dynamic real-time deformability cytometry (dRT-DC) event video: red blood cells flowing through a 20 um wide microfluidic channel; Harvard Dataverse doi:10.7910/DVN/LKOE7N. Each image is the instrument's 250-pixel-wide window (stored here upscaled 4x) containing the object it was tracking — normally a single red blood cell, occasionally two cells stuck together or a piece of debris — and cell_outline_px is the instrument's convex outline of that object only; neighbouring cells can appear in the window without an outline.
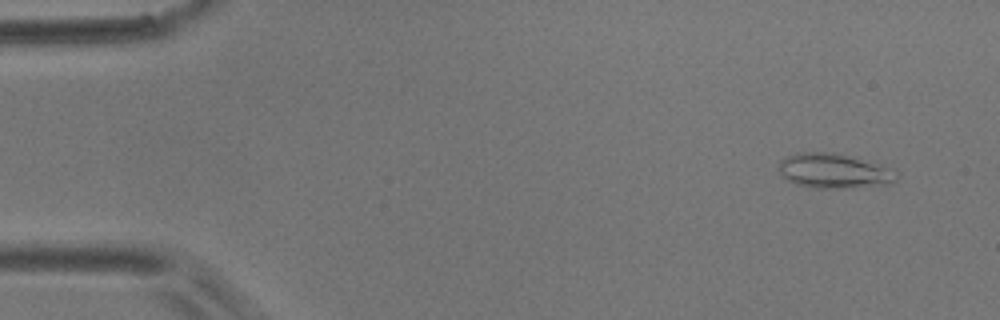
{"species": "common noctule bat (a hibernating species)", "species_latin": "Nyctalus noctula", "temperature_condition": "room temperature", "stored_images_in_passage": 46, "camera_frame_rate_fps": 3000, "um_per_image_px": 0.085, "animal": {"sex": "male", "body_mass_g": 17.9}, "frame": {"image": 1, "passage_image": 3, "time_ms": 0.667, "image_size_px": [1000, 320], "cell_outline_px": [[900, 176], [892, 184], [844, 188], [816, 188], [800, 184], [788, 180], [780, 172], [780, 160], [784, 156], [796, 152], [836, 152], [896, 168]], "centroid_in_image_um": [70.98, 14.51], "position_along_channel_um": 14.0, "area_um2": 24.22}}
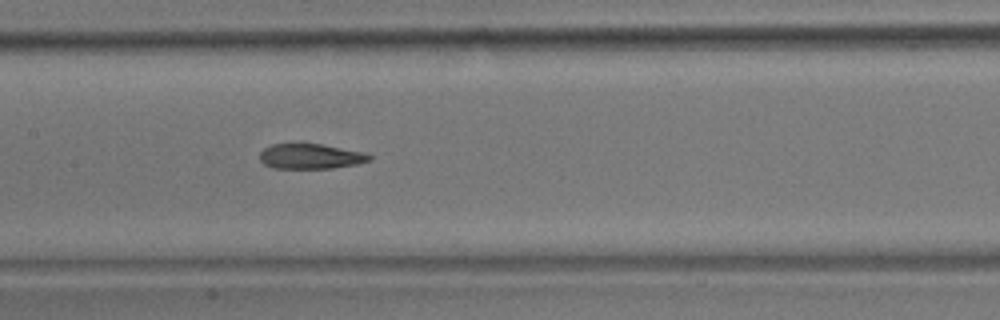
{"frame": {"image": 2, "passage_image": 26, "time_ms": 8.333, "image_size_px": [1000, 320], "cell_outline_px": [[372, 160], [356, 164], [332, 168], [272, 168], [264, 164], [260, 160], [260, 152], [264, 148], [272, 144], [296, 140], [300, 140], [368, 152], [372, 156]], "centroid_in_image_um": [26.39, 13.23], "position_along_channel_um": 181.0, "area_um2": 16.99}}
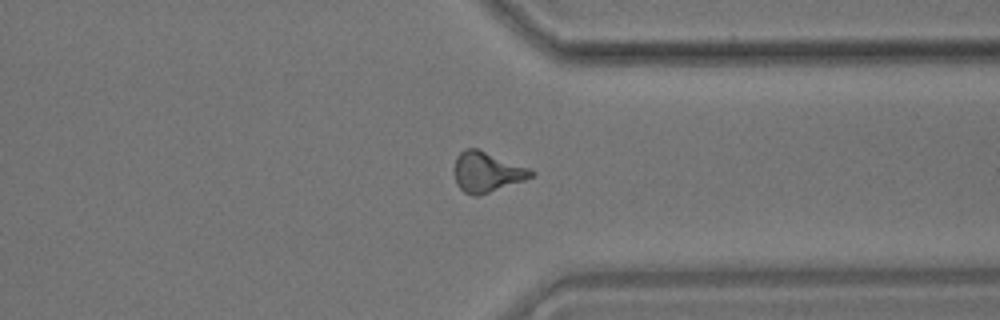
{"frame": {"image": 3, "passage_image": 42, "time_ms": 13.667, "image_size_px": [1000, 320], "cell_outline_px": [[536, 172], [532, 176], [524, 180], [476, 196], [464, 192], [456, 184], [456, 156], [464, 148], [476, 148], [528, 168]], "centroid_in_image_um": [41.37, 14.61], "position_along_channel_um": 370.0, "area_um2": 17.4}, "authors_computed_cell_mechanics": {"area_um2": 17.4267, "velocity_mm_per_s": 3.5754, "shape_relaxation_time_tau1_ms": null, "shape_relaxation_time_tau2_ms": 3.1728, "deformation_change_tau1": null, "deformation_change_tau2": 0.1297}}